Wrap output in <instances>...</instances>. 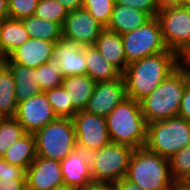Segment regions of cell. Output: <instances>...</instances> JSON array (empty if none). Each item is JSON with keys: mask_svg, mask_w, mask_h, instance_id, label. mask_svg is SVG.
<instances>
[{"mask_svg": "<svg viewBox=\"0 0 190 190\" xmlns=\"http://www.w3.org/2000/svg\"><path fill=\"white\" fill-rule=\"evenodd\" d=\"M78 190H116L114 183L92 181Z\"/></svg>", "mask_w": 190, "mask_h": 190, "instance_id": "37", "label": "cell"}, {"mask_svg": "<svg viewBox=\"0 0 190 190\" xmlns=\"http://www.w3.org/2000/svg\"><path fill=\"white\" fill-rule=\"evenodd\" d=\"M189 82L188 69L179 65L152 93L142 99L140 105L146 123L178 116L181 100Z\"/></svg>", "mask_w": 190, "mask_h": 190, "instance_id": "2", "label": "cell"}, {"mask_svg": "<svg viewBox=\"0 0 190 190\" xmlns=\"http://www.w3.org/2000/svg\"><path fill=\"white\" fill-rule=\"evenodd\" d=\"M51 59L58 62L63 78L87 74L84 46L79 43L62 37L55 43Z\"/></svg>", "mask_w": 190, "mask_h": 190, "instance_id": "16", "label": "cell"}, {"mask_svg": "<svg viewBox=\"0 0 190 190\" xmlns=\"http://www.w3.org/2000/svg\"><path fill=\"white\" fill-rule=\"evenodd\" d=\"M150 19L151 17L141 10L115 3L110 21L105 28L123 35L139 28Z\"/></svg>", "mask_w": 190, "mask_h": 190, "instance_id": "19", "label": "cell"}, {"mask_svg": "<svg viewBox=\"0 0 190 190\" xmlns=\"http://www.w3.org/2000/svg\"><path fill=\"white\" fill-rule=\"evenodd\" d=\"M127 63L168 50L159 19L153 17L139 28L122 35Z\"/></svg>", "mask_w": 190, "mask_h": 190, "instance_id": "8", "label": "cell"}, {"mask_svg": "<svg viewBox=\"0 0 190 190\" xmlns=\"http://www.w3.org/2000/svg\"><path fill=\"white\" fill-rule=\"evenodd\" d=\"M116 4L131 7L147 13L151 18L157 17L159 8L156 0H115Z\"/></svg>", "mask_w": 190, "mask_h": 190, "instance_id": "35", "label": "cell"}, {"mask_svg": "<svg viewBox=\"0 0 190 190\" xmlns=\"http://www.w3.org/2000/svg\"><path fill=\"white\" fill-rule=\"evenodd\" d=\"M179 65V56L170 50L129 63L122 73L126 96L140 102Z\"/></svg>", "mask_w": 190, "mask_h": 190, "instance_id": "1", "label": "cell"}, {"mask_svg": "<svg viewBox=\"0 0 190 190\" xmlns=\"http://www.w3.org/2000/svg\"><path fill=\"white\" fill-rule=\"evenodd\" d=\"M190 144V122L176 116L167 120L147 124V142L145 147L164 158Z\"/></svg>", "mask_w": 190, "mask_h": 190, "instance_id": "5", "label": "cell"}, {"mask_svg": "<svg viewBox=\"0 0 190 190\" xmlns=\"http://www.w3.org/2000/svg\"><path fill=\"white\" fill-rule=\"evenodd\" d=\"M105 118L111 142L129 146L134 150L145 147L147 123L140 102L127 97Z\"/></svg>", "mask_w": 190, "mask_h": 190, "instance_id": "3", "label": "cell"}, {"mask_svg": "<svg viewBox=\"0 0 190 190\" xmlns=\"http://www.w3.org/2000/svg\"><path fill=\"white\" fill-rule=\"evenodd\" d=\"M125 179L137 184L142 190H172L175 184L169 159L146 147L133 151Z\"/></svg>", "mask_w": 190, "mask_h": 190, "instance_id": "4", "label": "cell"}, {"mask_svg": "<svg viewBox=\"0 0 190 190\" xmlns=\"http://www.w3.org/2000/svg\"><path fill=\"white\" fill-rule=\"evenodd\" d=\"M96 82L87 74L77 76H67L63 78L61 86L69 97V102H72L77 111H82L86 108L90 100Z\"/></svg>", "mask_w": 190, "mask_h": 190, "instance_id": "21", "label": "cell"}, {"mask_svg": "<svg viewBox=\"0 0 190 190\" xmlns=\"http://www.w3.org/2000/svg\"><path fill=\"white\" fill-rule=\"evenodd\" d=\"M16 84L9 67L0 61V116L15 118L18 101L15 92Z\"/></svg>", "mask_w": 190, "mask_h": 190, "instance_id": "25", "label": "cell"}, {"mask_svg": "<svg viewBox=\"0 0 190 190\" xmlns=\"http://www.w3.org/2000/svg\"><path fill=\"white\" fill-rule=\"evenodd\" d=\"M114 4L115 0H82V8L86 9L104 27L110 21Z\"/></svg>", "mask_w": 190, "mask_h": 190, "instance_id": "33", "label": "cell"}, {"mask_svg": "<svg viewBox=\"0 0 190 190\" xmlns=\"http://www.w3.org/2000/svg\"><path fill=\"white\" fill-rule=\"evenodd\" d=\"M2 61L9 67L13 75L18 102L42 92L37 84V68L14 64L8 57L2 59Z\"/></svg>", "mask_w": 190, "mask_h": 190, "instance_id": "20", "label": "cell"}, {"mask_svg": "<svg viewBox=\"0 0 190 190\" xmlns=\"http://www.w3.org/2000/svg\"><path fill=\"white\" fill-rule=\"evenodd\" d=\"M91 154L86 148L76 145L73 152L60 162L64 184L79 189L93 181Z\"/></svg>", "mask_w": 190, "mask_h": 190, "instance_id": "15", "label": "cell"}, {"mask_svg": "<svg viewBox=\"0 0 190 190\" xmlns=\"http://www.w3.org/2000/svg\"><path fill=\"white\" fill-rule=\"evenodd\" d=\"M29 38L21 20L8 18L0 21V60L7 58Z\"/></svg>", "mask_w": 190, "mask_h": 190, "instance_id": "22", "label": "cell"}, {"mask_svg": "<svg viewBox=\"0 0 190 190\" xmlns=\"http://www.w3.org/2000/svg\"><path fill=\"white\" fill-rule=\"evenodd\" d=\"M69 11L57 0H39L35 16L63 26Z\"/></svg>", "mask_w": 190, "mask_h": 190, "instance_id": "31", "label": "cell"}, {"mask_svg": "<svg viewBox=\"0 0 190 190\" xmlns=\"http://www.w3.org/2000/svg\"><path fill=\"white\" fill-rule=\"evenodd\" d=\"M178 116L183 117L190 122V82L186 85Z\"/></svg>", "mask_w": 190, "mask_h": 190, "instance_id": "36", "label": "cell"}, {"mask_svg": "<svg viewBox=\"0 0 190 190\" xmlns=\"http://www.w3.org/2000/svg\"><path fill=\"white\" fill-rule=\"evenodd\" d=\"M180 5L190 6V0H180Z\"/></svg>", "mask_w": 190, "mask_h": 190, "instance_id": "45", "label": "cell"}, {"mask_svg": "<svg viewBox=\"0 0 190 190\" xmlns=\"http://www.w3.org/2000/svg\"><path fill=\"white\" fill-rule=\"evenodd\" d=\"M8 0H0V21L8 19Z\"/></svg>", "mask_w": 190, "mask_h": 190, "instance_id": "41", "label": "cell"}, {"mask_svg": "<svg viewBox=\"0 0 190 190\" xmlns=\"http://www.w3.org/2000/svg\"><path fill=\"white\" fill-rule=\"evenodd\" d=\"M59 1L69 12L82 8V0H57Z\"/></svg>", "mask_w": 190, "mask_h": 190, "instance_id": "39", "label": "cell"}, {"mask_svg": "<svg viewBox=\"0 0 190 190\" xmlns=\"http://www.w3.org/2000/svg\"><path fill=\"white\" fill-rule=\"evenodd\" d=\"M172 190H190V185L185 182H175Z\"/></svg>", "mask_w": 190, "mask_h": 190, "instance_id": "43", "label": "cell"}, {"mask_svg": "<svg viewBox=\"0 0 190 190\" xmlns=\"http://www.w3.org/2000/svg\"><path fill=\"white\" fill-rule=\"evenodd\" d=\"M84 56L87 66V75L95 82L112 81L122 73L107 61L94 45L84 46Z\"/></svg>", "mask_w": 190, "mask_h": 190, "instance_id": "23", "label": "cell"}, {"mask_svg": "<svg viewBox=\"0 0 190 190\" xmlns=\"http://www.w3.org/2000/svg\"><path fill=\"white\" fill-rule=\"evenodd\" d=\"M63 82L62 70L58 67V62L50 59L47 63L37 68V84L42 92L57 88Z\"/></svg>", "mask_w": 190, "mask_h": 190, "instance_id": "28", "label": "cell"}, {"mask_svg": "<svg viewBox=\"0 0 190 190\" xmlns=\"http://www.w3.org/2000/svg\"><path fill=\"white\" fill-rule=\"evenodd\" d=\"M52 109L58 118H70L78 112L62 86L44 91Z\"/></svg>", "mask_w": 190, "mask_h": 190, "instance_id": "29", "label": "cell"}, {"mask_svg": "<svg viewBox=\"0 0 190 190\" xmlns=\"http://www.w3.org/2000/svg\"><path fill=\"white\" fill-rule=\"evenodd\" d=\"M26 132L15 118L0 119V157Z\"/></svg>", "mask_w": 190, "mask_h": 190, "instance_id": "30", "label": "cell"}, {"mask_svg": "<svg viewBox=\"0 0 190 190\" xmlns=\"http://www.w3.org/2000/svg\"><path fill=\"white\" fill-rule=\"evenodd\" d=\"M36 156L35 136L33 133H26L16 143L10 145L2 158L26 171Z\"/></svg>", "mask_w": 190, "mask_h": 190, "instance_id": "24", "label": "cell"}, {"mask_svg": "<svg viewBox=\"0 0 190 190\" xmlns=\"http://www.w3.org/2000/svg\"><path fill=\"white\" fill-rule=\"evenodd\" d=\"M170 171L175 182H185L190 177V144L169 158Z\"/></svg>", "mask_w": 190, "mask_h": 190, "instance_id": "32", "label": "cell"}, {"mask_svg": "<svg viewBox=\"0 0 190 190\" xmlns=\"http://www.w3.org/2000/svg\"><path fill=\"white\" fill-rule=\"evenodd\" d=\"M125 81L121 75L112 81L96 82L85 111L106 117L119 103L126 99Z\"/></svg>", "mask_w": 190, "mask_h": 190, "instance_id": "13", "label": "cell"}, {"mask_svg": "<svg viewBox=\"0 0 190 190\" xmlns=\"http://www.w3.org/2000/svg\"><path fill=\"white\" fill-rule=\"evenodd\" d=\"M185 183L190 185V177L185 181Z\"/></svg>", "mask_w": 190, "mask_h": 190, "instance_id": "46", "label": "cell"}, {"mask_svg": "<svg viewBox=\"0 0 190 190\" xmlns=\"http://www.w3.org/2000/svg\"><path fill=\"white\" fill-rule=\"evenodd\" d=\"M63 184L60 161L36 156L26 170L27 190H51Z\"/></svg>", "mask_w": 190, "mask_h": 190, "instance_id": "14", "label": "cell"}, {"mask_svg": "<svg viewBox=\"0 0 190 190\" xmlns=\"http://www.w3.org/2000/svg\"><path fill=\"white\" fill-rule=\"evenodd\" d=\"M51 190H78V189L75 188V187H72V186H69V185L63 184V185H60V186L54 187V188L51 189Z\"/></svg>", "mask_w": 190, "mask_h": 190, "instance_id": "44", "label": "cell"}, {"mask_svg": "<svg viewBox=\"0 0 190 190\" xmlns=\"http://www.w3.org/2000/svg\"><path fill=\"white\" fill-rule=\"evenodd\" d=\"M55 43L43 39L29 38L16 48L8 58L14 64L38 68L51 59Z\"/></svg>", "mask_w": 190, "mask_h": 190, "instance_id": "17", "label": "cell"}, {"mask_svg": "<svg viewBox=\"0 0 190 190\" xmlns=\"http://www.w3.org/2000/svg\"><path fill=\"white\" fill-rule=\"evenodd\" d=\"M94 46L107 61L114 65L121 73L124 72L128 63L121 34L104 28L96 39Z\"/></svg>", "mask_w": 190, "mask_h": 190, "instance_id": "18", "label": "cell"}, {"mask_svg": "<svg viewBox=\"0 0 190 190\" xmlns=\"http://www.w3.org/2000/svg\"><path fill=\"white\" fill-rule=\"evenodd\" d=\"M163 41L179 57L190 46V6L179 5L158 12Z\"/></svg>", "mask_w": 190, "mask_h": 190, "instance_id": "9", "label": "cell"}, {"mask_svg": "<svg viewBox=\"0 0 190 190\" xmlns=\"http://www.w3.org/2000/svg\"><path fill=\"white\" fill-rule=\"evenodd\" d=\"M180 65L185 68H190V46L186 49V51L179 57Z\"/></svg>", "mask_w": 190, "mask_h": 190, "instance_id": "42", "label": "cell"}, {"mask_svg": "<svg viewBox=\"0 0 190 190\" xmlns=\"http://www.w3.org/2000/svg\"><path fill=\"white\" fill-rule=\"evenodd\" d=\"M133 151L129 146L110 141L93 152L90 163L93 181L116 183L125 178Z\"/></svg>", "mask_w": 190, "mask_h": 190, "instance_id": "7", "label": "cell"}, {"mask_svg": "<svg viewBox=\"0 0 190 190\" xmlns=\"http://www.w3.org/2000/svg\"><path fill=\"white\" fill-rule=\"evenodd\" d=\"M72 120L78 146L93 153L110 142L105 117L82 110L78 111Z\"/></svg>", "mask_w": 190, "mask_h": 190, "instance_id": "10", "label": "cell"}, {"mask_svg": "<svg viewBox=\"0 0 190 190\" xmlns=\"http://www.w3.org/2000/svg\"><path fill=\"white\" fill-rule=\"evenodd\" d=\"M30 38L57 42L62 38V26L58 23L38 18L35 15L21 20Z\"/></svg>", "mask_w": 190, "mask_h": 190, "instance_id": "26", "label": "cell"}, {"mask_svg": "<svg viewBox=\"0 0 190 190\" xmlns=\"http://www.w3.org/2000/svg\"><path fill=\"white\" fill-rule=\"evenodd\" d=\"M116 190H142L137 184L123 178L114 183Z\"/></svg>", "mask_w": 190, "mask_h": 190, "instance_id": "38", "label": "cell"}, {"mask_svg": "<svg viewBox=\"0 0 190 190\" xmlns=\"http://www.w3.org/2000/svg\"><path fill=\"white\" fill-rule=\"evenodd\" d=\"M159 11L165 8L179 6L180 0H156Z\"/></svg>", "mask_w": 190, "mask_h": 190, "instance_id": "40", "label": "cell"}, {"mask_svg": "<svg viewBox=\"0 0 190 190\" xmlns=\"http://www.w3.org/2000/svg\"><path fill=\"white\" fill-rule=\"evenodd\" d=\"M0 190H27L26 171L0 157Z\"/></svg>", "mask_w": 190, "mask_h": 190, "instance_id": "27", "label": "cell"}, {"mask_svg": "<svg viewBox=\"0 0 190 190\" xmlns=\"http://www.w3.org/2000/svg\"><path fill=\"white\" fill-rule=\"evenodd\" d=\"M39 0H8L9 18L22 20L33 16Z\"/></svg>", "mask_w": 190, "mask_h": 190, "instance_id": "34", "label": "cell"}, {"mask_svg": "<svg viewBox=\"0 0 190 190\" xmlns=\"http://www.w3.org/2000/svg\"><path fill=\"white\" fill-rule=\"evenodd\" d=\"M58 117L44 92L18 102L15 119L26 133H35Z\"/></svg>", "mask_w": 190, "mask_h": 190, "instance_id": "11", "label": "cell"}, {"mask_svg": "<svg viewBox=\"0 0 190 190\" xmlns=\"http://www.w3.org/2000/svg\"><path fill=\"white\" fill-rule=\"evenodd\" d=\"M105 27L84 8L70 11L62 26V37L81 46L94 45Z\"/></svg>", "mask_w": 190, "mask_h": 190, "instance_id": "12", "label": "cell"}, {"mask_svg": "<svg viewBox=\"0 0 190 190\" xmlns=\"http://www.w3.org/2000/svg\"><path fill=\"white\" fill-rule=\"evenodd\" d=\"M34 136L36 155L60 162L77 145L74 123L70 118H57L35 132Z\"/></svg>", "mask_w": 190, "mask_h": 190, "instance_id": "6", "label": "cell"}]
</instances>
